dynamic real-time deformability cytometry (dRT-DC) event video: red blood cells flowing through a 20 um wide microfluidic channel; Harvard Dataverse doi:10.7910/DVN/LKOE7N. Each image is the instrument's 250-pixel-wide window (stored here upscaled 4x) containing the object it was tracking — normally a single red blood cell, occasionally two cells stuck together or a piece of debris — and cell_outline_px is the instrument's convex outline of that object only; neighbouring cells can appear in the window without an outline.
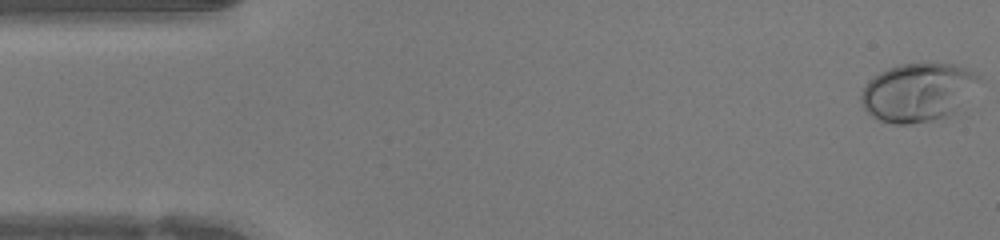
{"species": "human", "species_latin": "Homo sapiens", "temperature_condition": "warm", "stored_images_in_passage": 47, "camera_frame_rate_fps": 3000, "um_per_image_px": 0.085, "donor": {"sex": "female"}, "frame": {"image": 1, "passage_image": 1, "time_ms": 0.0, "image_size_px": [1000, 240], "cell_outline_px": [[980, 80], [952, 112], [940, 124], [892, 124], [876, 120], [864, 108], [860, 100], [860, 92], [868, 80], [872, 76], [888, 68], [900, 64], [956, 64], [976, 72], [980, 76]], "centroid_in_image_um": [77.96, 7.89], "position_along_channel_um": 7.0, "area_um2": 40.52}}
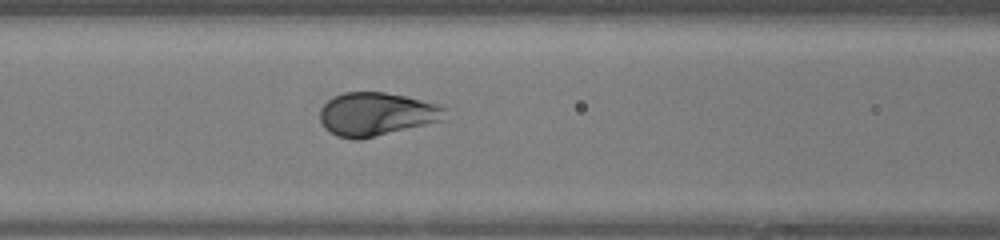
{"frame": {"image": 2, "passage_image": 19, "time_ms": 6.0, "image_size_px": [1000, 240], "cell_outline_px": [[444, 120], [360, 140], [356, 140], [336, 136], [324, 128], [320, 120], [320, 108], [328, 100], [344, 92], [384, 92], [404, 96], [440, 104], [444, 108]], "centroid_in_image_um": [31.97, 9.71], "position_along_channel_um": 134.6, "area_um2": 31.56}}
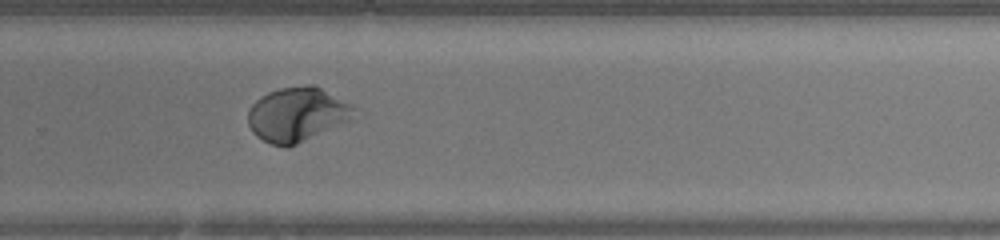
{"frame": {"image": 3, "passage_image": 31, "time_ms": 10.0, "image_size_px": [1000, 240], "cell_outline_px": [[360, 108], [348, 120], [288, 148], [284, 148], [272, 144], [256, 136], [252, 132], [248, 124], [248, 112], [252, 104], [260, 96], [268, 92], [280, 88], [308, 84], [316, 84]], "centroid_in_image_um": [25.26, 9.7], "position_along_channel_um": 304.5, "area_um2": 33.76}, "authors_computed_cell_mechanics": {"area_um2": 32.5414, "velocity_mm_per_s": 4.2683, "shape_relaxation_time_tau1_ms": 2.3506, "shape_relaxation_time_tau2_ms": null, "deformation_change_tau1": 0.1942, "deformation_change_tau2": null}}